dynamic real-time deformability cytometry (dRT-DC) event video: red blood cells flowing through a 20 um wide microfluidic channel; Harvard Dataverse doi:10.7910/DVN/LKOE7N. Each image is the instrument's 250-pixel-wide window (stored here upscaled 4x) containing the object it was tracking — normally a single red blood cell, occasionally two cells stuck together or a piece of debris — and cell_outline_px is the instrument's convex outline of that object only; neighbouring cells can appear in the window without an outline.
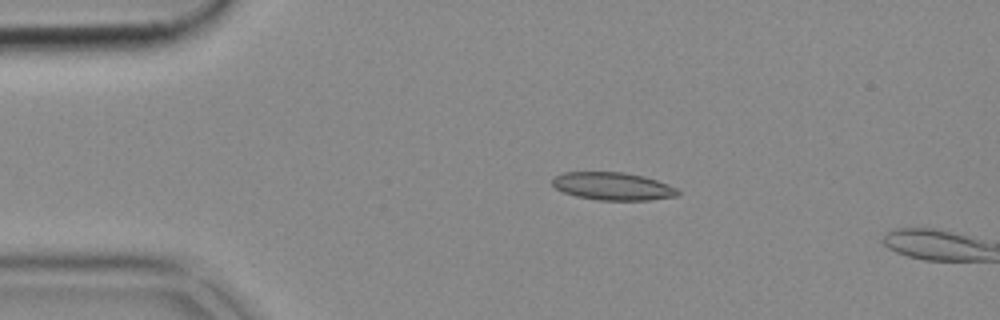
{"species": "common noctule bat (a hibernating species)", "species_latin": "Nyctalus noctula", "temperature_condition": "cold", "stored_images_in_passage": 16, "camera_frame_rate_fps": 3000, "um_per_image_px": 0.085, "animal": {"sex": "female", "body_mass_g": 18.4}, "frame": {"image": 1, "passage_image": 10, "time_ms": 3.0, "image_size_px": [1000, 320], "cell_outline_px": [[680, 192], [676, 196], [648, 200], [596, 200], [576, 196], [564, 192], [556, 188], [552, 184], [552, 180], [556, 176], [564, 172], [624, 172], [644, 176], [668, 184], [676, 188]], "centroid_in_image_um": [52.09, 15.83], "position_along_channel_um": 32.9, "area_um2": 20.23}}